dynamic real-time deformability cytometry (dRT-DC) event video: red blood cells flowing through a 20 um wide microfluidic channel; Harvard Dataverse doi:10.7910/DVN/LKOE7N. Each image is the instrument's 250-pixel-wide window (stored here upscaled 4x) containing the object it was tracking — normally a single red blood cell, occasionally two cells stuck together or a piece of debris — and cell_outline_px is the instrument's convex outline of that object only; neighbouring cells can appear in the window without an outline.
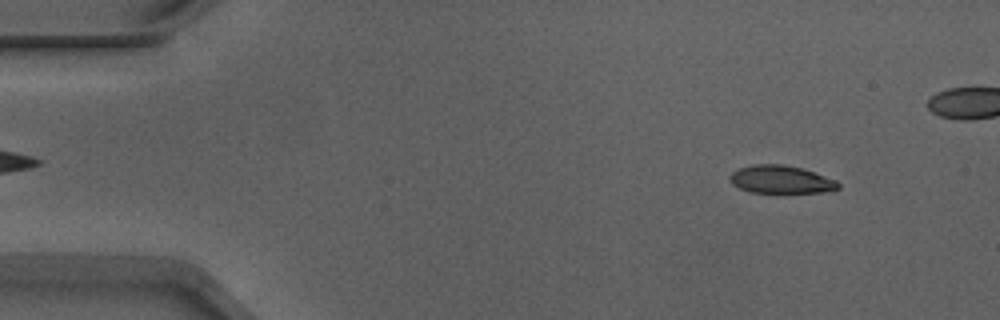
{"species": "Egyptian fruit bat (a non-hibernating species)", "species_latin": "Rousettus aegyptiacus", "temperature_condition": "warm", "stored_images_in_passage": 46, "camera_frame_rate_fps": 3000, "um_per_image_px": 0.085, "animal": {"sex": "male"}, "frame": {"image": 1, "passage_image": 5, "time_ms": 1.333, "image_size_px": [1000, 320], "cell_outline_px": [[840, 188], [820, 192], [752, 192], [740, 188], [732, 184], [728, 176], [732, 172], [740, 168], [752, 164], [784, 164], [800, 168], [836, 180], [840, 184]], "centroid_in_image_um": [66.34, 15.25], "position_along_channel_um": 18.7, "area_um2": 17.34}}
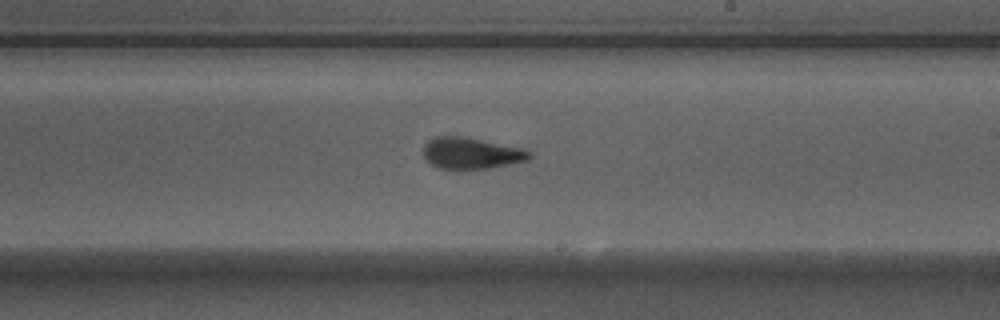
{"frame": {"image": 2, "passage_image": 30, "time_ms": 9.667, "image_size_px": [1000, 320], "cell_outline_px": [[532, 156], [528, 160], [488, 168], [440, 168], [432, 164], [424, 156], [424, 144], [432, 136], [464, 136], [520, 148], [532, 152]], "centroid_in_image_um": [40.04, 13.0], "position_along_channel_um": 249.0, "area_um2": 19.07}}
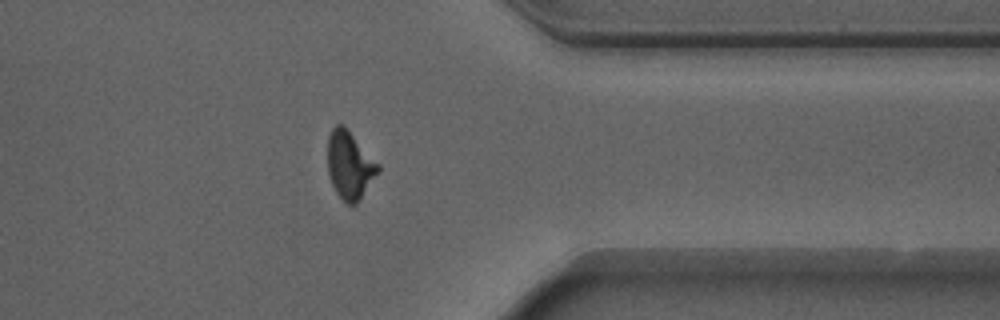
{"frame": {"image": 3, "passage_image": 41, "time_ms": 13.333, "image_size_px": [1000, 320], "cell_outline_px": [[380, 172], [356, 204], [348, 204], [336, 192], [332, 184], [328, 172], [328, 136], [332, 128], [336, 124], [344, 124], [380, 164]], "centroid_in_image_um": [29.75, 14.0], "position_along_channel_um": 381.7, "area_um2": 20.06}}